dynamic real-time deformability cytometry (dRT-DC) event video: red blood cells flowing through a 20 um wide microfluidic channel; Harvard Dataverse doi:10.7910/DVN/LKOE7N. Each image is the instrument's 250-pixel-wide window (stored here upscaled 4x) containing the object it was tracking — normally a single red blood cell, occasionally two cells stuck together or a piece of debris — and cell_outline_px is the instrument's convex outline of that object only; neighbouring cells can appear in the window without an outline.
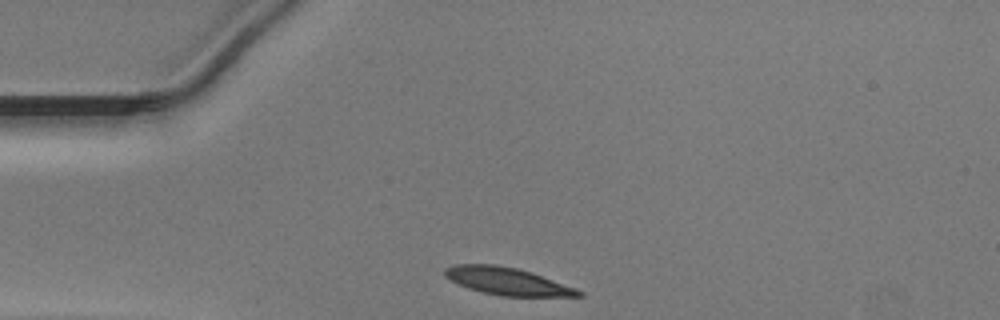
{"species": "Egyptian fruit bat (a non-hibernating species)", "species_latin": "Rousettus aegyptiacus", "temperature_condition": "warm", "stored_images_in_passage": 29, "camera_frame_rate_fps": 3000, "um_per_image_px": 0.085, "animal": {"sex": "male"}, "frame": {"image": 1, "passage_image": 1, "time_ms": 0.0, "image_size_px": [1000, 320], "cell_outline_px": [[584, 296], [500, 296], [468, 288], [444, 276], [444, 268], [456, 264], [496, 264], [516, 268], [532, 272], [576, 288], [584, 292]], "centroid_in_image_um": [43.14, 23.9], "position_along_channel_um": 41.9, "area_um2": 21.27}}
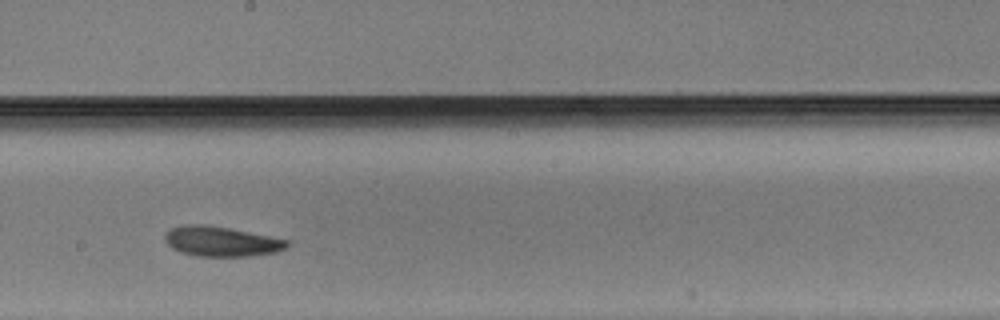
{"frame": {"image": 2, "passage_image": 17, "time_ms": 5.333, "image_size_px": [1000, 320], "cell_outline_px": [[292, 244], [276, 252], [248, 256], [196, 256], [180, 252], [172, 248], [164, 240], [164, 236], [172, 228], [180, 224], [208, 224], [288, 240]], "centroid_in_image_um": [18.78, 20.51], "position_along_channel_um": 229.4, "area_um2": 21.27}}
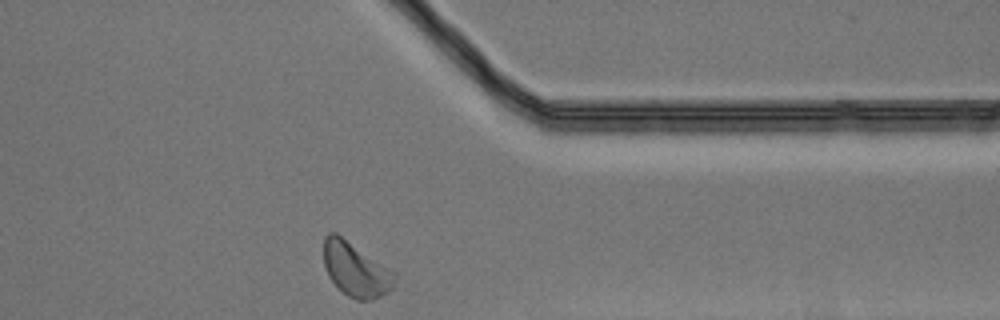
{"frame": {"image": 3, "passage_image": 29, "time_ms": 9.333, "image_size_px": [1000, 320], "cell_outline_px": [[396, 280], [392, 288], [388, 292], [372, 300], [356, 300], [348, 296], [328, 276], [324, 264], [324, 236], [328, 232], [336, 232], [388, 268], [396, 276]], "centroid_in_image_um": [30.22, 22.9], "position_along_channel_um": 381.2, "area_um2": 22.02}}